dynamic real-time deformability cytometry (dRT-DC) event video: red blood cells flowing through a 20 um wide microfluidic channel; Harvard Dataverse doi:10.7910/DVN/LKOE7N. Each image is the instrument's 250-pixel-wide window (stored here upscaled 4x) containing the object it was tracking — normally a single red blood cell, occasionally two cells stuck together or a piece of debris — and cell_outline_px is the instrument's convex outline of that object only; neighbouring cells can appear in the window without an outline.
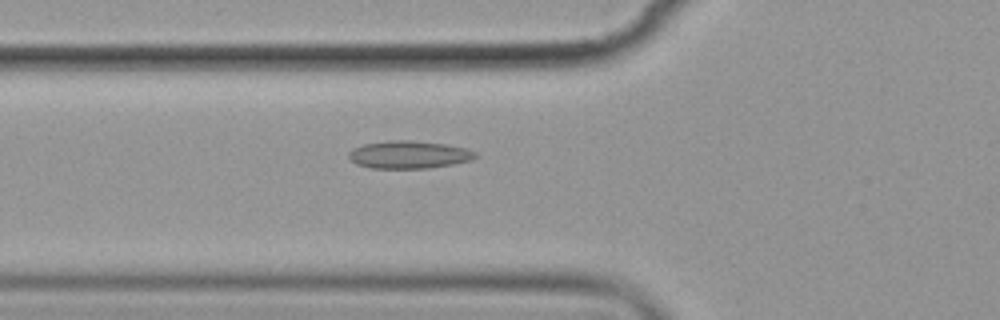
{"species": "common noctule bat (a hibernating species)", "species_latin": "Nyctalus noctula", "temperature_condition": "cold", "stored_images_in_passage": 3, "camera_frame_rate_fps": 3000, "um_per_image_px": 0.085, "animal": {"sex": "female", "body_mass_g": 19.9}, "frame": {"image": 1, "passage_image": 3, "time_ms": 2.333, "image_size_px": [1000, 320], "cell_outline_px": [[480, 156], [472, 160], [452, 164], [428, 168], [368, 168], [356, 164], [348, 156], [348, 152], [352, 148], [364, 144], [388, 140], [412, 140], [444, 144], [468, 148], [476, 152]], "centroid_in_image_um": [34.77, 13.14], "position_along_channel_um": 91.0, "area_um2": 20.63}}